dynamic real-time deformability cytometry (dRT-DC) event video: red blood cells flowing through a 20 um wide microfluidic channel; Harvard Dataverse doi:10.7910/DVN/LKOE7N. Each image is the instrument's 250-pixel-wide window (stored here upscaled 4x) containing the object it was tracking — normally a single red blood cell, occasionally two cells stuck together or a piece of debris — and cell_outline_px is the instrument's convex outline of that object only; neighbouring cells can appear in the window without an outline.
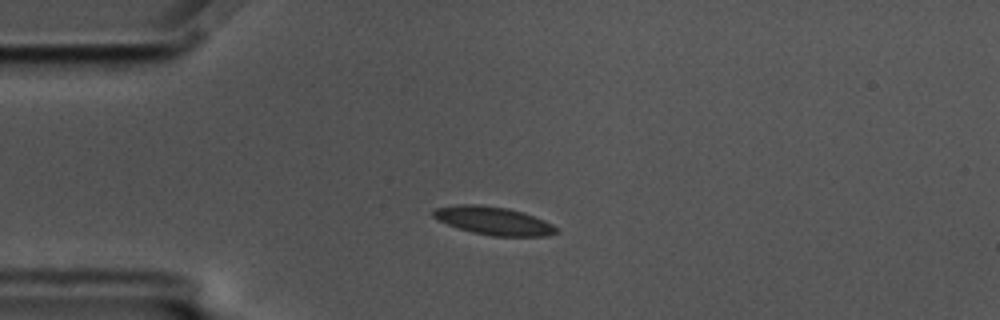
{"species": "common noctule bat (a hibernating species)", "species_latin": "Nyctalus noctula", "temperature_condition": "cold", "stored_images_in_passage": 56, "camera_frame_rate_fps": 3000, "um_per_image_px": 0.085, "animal": {"sex": "male", "body_mass_g": 17.5, "forearm_length_mm": 52.3}, "frame": {"image": 1, "passage_image": 12, "time_ms": 3.667, "image_size_px": [1000, 320], "cell_outline_px": [[556, 232], [548, 236], [492, 236], [472, 232], [456, 228], [436, 220], [432, 216], [432, 212], [436, 208], [464, 204], [476, 204], [508, 208], [544, 220], [552, 224], [556, 228]], "centroid_in_image_um": [41.89, 18.77], "position_along_channel_um": 43.1, "area_um2": 20.0}}
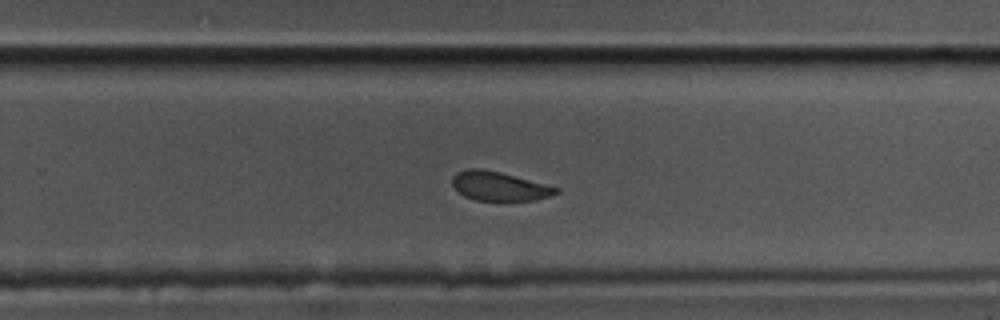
{"frame": {"image": 2, "passage_image": 35, "time_ms": 11.333, "image_size_px": [1000, 320], "cell_outline_px": [[560, 192], [536, 200], [476, 200], [464, 196], [452, 184], [452, 176], [456, 172], [468, 168], [480, 168], [500, 172], [560, 188]], "centroid_in_image_um": [42.42, 15.81], "position_along_channel_um": 287.4, "area_um2": 17.4}}
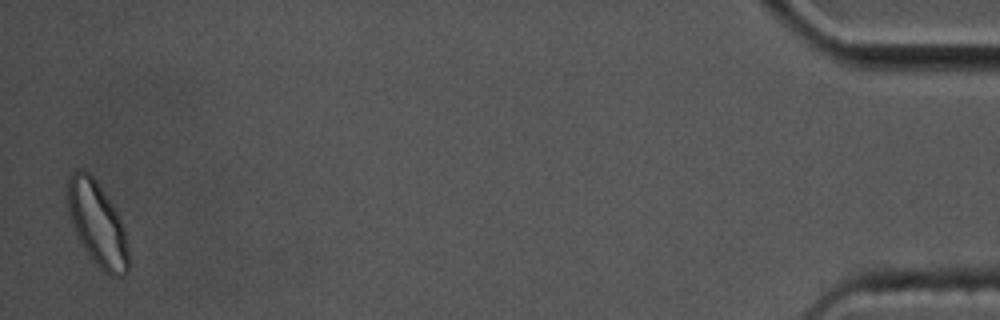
{"frame": {"image": 3, "passage_image": 55, "time_ms": 18.0, "image_size_px": [1000, 320], "cell_outline_px": [[128, 272], [124, 276], [112, 276], [104, 272], [92, 260], [84, 248], [76, 232], [68, 212], [68, 176], [72, 172], [80, 168], [88, 172], [96, 180], [116, 212], [124, 228], [128, 248]], "centroid_in_image_um": [8.27, 19.04], "position_along_channel_um": 426.9, "area_um2": 29.36}, "authors_computed_cell_mechanics": {"area_um2": 19.363, "velocity_mm_per_s": 3.4614, "shape_relaxation_time_tau1_ms": 3.3668, "shape_relaxation_time_tau2_ms": 1.859, "deformation_change_tau1": 0.1035, "deformation_change_tau2": 0.0619}}